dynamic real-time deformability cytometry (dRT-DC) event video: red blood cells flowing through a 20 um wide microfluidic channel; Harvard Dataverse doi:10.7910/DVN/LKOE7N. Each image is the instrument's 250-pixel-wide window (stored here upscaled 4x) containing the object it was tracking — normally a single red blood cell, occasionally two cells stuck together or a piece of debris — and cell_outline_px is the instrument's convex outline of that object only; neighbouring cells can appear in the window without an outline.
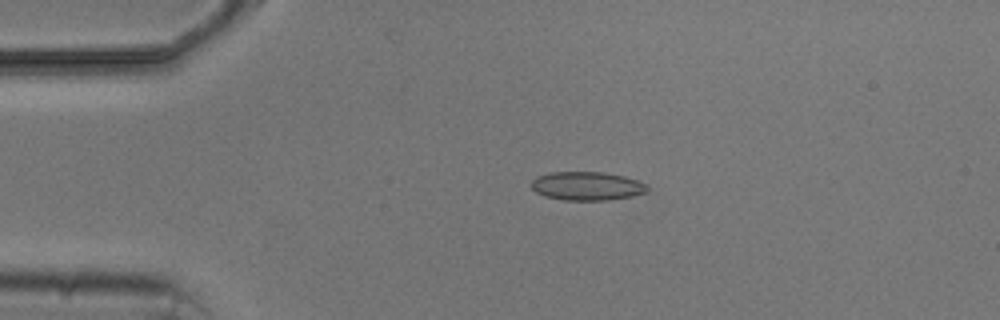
{"species": "common noctule bat (a hibernating species)", "species_latin": "Nyctalus noctula", "temperature_condition": "cold", "stored_images_in_passage": 5, "camera_frame_rate_fps": 3000, "um_per_image_px": 0.085, "animal": {"sex": "male", "body_mass_g": 20.5, "forearm_length_mm": 52.5}, "frame": {"image": 1, "passage_image": 3, "time_ms": 3.667, "image_size_px": [1000, 320], "cell_outline_px": [[648, 188], [644, 192], [632, 196], [608, 200], [564, 200], [544, 196], [536, 192], [532, 188], [532, 180], [536, 176], [552, 172], [604, 172], [624, 176], [636, 180], [644, 184]], "centroid_in_image_um": [49.85, 15.81], "position_along_channel_um": 35.2, "area_um2": 19.19}}
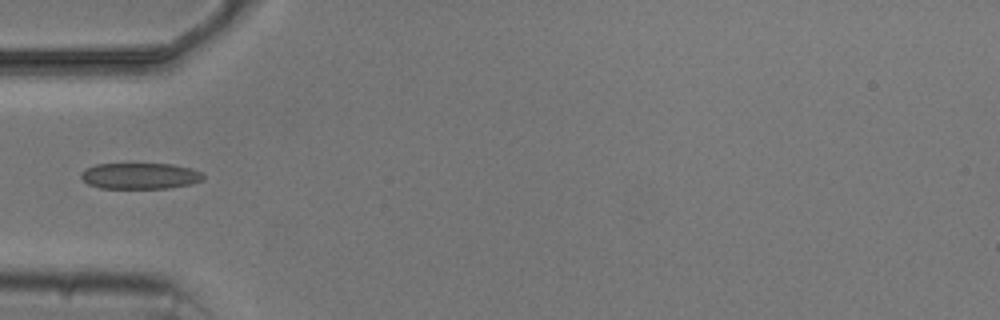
{"frame": {"image": 2, "passage_image": 5, "time_ms": 5.667, "image_size_px": [1000, 320], "cell_outline_px": [[204, 180], [192, 184], [168, 188], [100, 188], [88, 184], [80, 176], [80, 172], [84, 168], [96, 164], [172, 164], [192, 168], [204, 172]], "centroid_in_image_um": [11.93, 14.95], "position_along_channel_um": 73.1, "area_um2": 18.84}}